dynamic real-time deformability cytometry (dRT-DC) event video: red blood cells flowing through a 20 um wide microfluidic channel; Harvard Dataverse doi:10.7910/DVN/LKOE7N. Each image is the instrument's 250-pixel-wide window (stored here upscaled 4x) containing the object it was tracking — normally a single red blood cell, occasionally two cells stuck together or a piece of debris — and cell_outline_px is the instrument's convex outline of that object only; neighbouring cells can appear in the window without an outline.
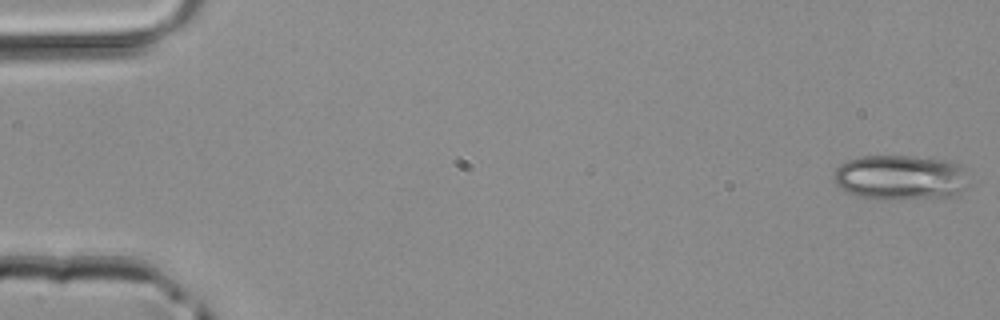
{"species": "common noctule bat (a hibernating species)", "species_latin": "Nyctalus noctula", "temperature_condition": "room temperature", "stored_images_in_passage": 4, "camera_frame_rate_fps": 3000, "um_per_image_px": 0.085, "animal": {"sex": "male", "body_mass_g": 20.4}, "frame": {"image": 1, "passage_image": 1, "time_ms": 0.0, "image_size_px": [1000, 320], "cell_outline_px": [[968, 184], [956, 196], [884, 200], [856, 196], [844, 192], [832, 180], [832, 176], [836, 168], [840, 164], [848, 160], [860, 156], [916, 156], [952, 160], [960, 164], [964, 168]], "centroid_in_image_um": [76.52, 15.08], "position_along_channel_um": 8.5, "area_um2": 36.18}}